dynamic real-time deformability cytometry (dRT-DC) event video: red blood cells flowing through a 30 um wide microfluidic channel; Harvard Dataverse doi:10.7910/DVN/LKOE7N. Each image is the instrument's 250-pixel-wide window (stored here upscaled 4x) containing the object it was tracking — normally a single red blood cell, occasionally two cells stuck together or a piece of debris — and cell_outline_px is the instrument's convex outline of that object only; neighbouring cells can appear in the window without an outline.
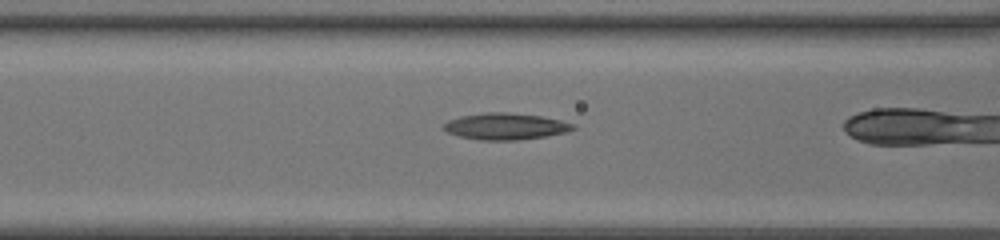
{"species": "common noctule bat (a hibernating species)", "species_latin": "Nyctalus noctula", "temperature_condition": "room temperature", "stored_images_in_passage": 34, "camera_frame_rate_fps": 3000, "um_per_image_px": 0.085, "animal": {"sex": "female", "body_mass_g": 20.0, "forearm_length_mm": 54.0}, "frame": {"image": 1, "passage_image": 16, "time_ms": 5.0, "image_size_px": [1000, 240], "cell_outline_px": [[576, 128], [568, 132], [548, 136], [516, 140], [480, 140], [460, 136], [448, 132], [440, 128], [448, 120], [460, 116], [484, 112], [508, 112], [540, 116], [560, 120], [576, 124]], "centroid_in_image_um": [42.98, 10.74], "position_along_channel_um": 123.6, "area_um2": 20.17}}
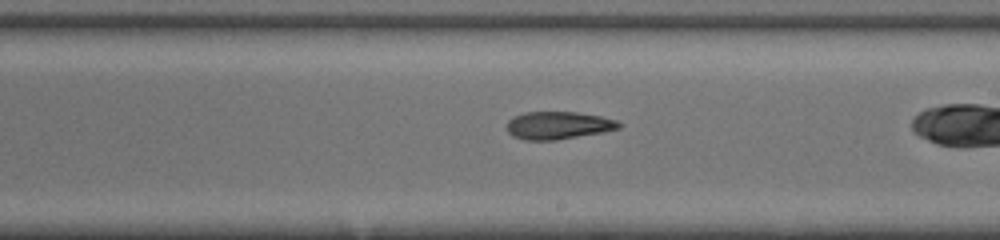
{"frame": {"image": 2, "passage_image": 24, "time_ms": 7.667, "image_size_px": [1000, 240], "cell_outline_px": [[624, 124], [620, 128], [604, 132], [556, 140], [524, 140], [512, 136], [508, 132], [508, 120], [512, 116], [524, 112], [576, 112], [600, 116], [616, 120]], "centroid_in_image_um": [47.46, 10.66], "position_along_channel_um": 241.5, "area_um2": 18.21}}
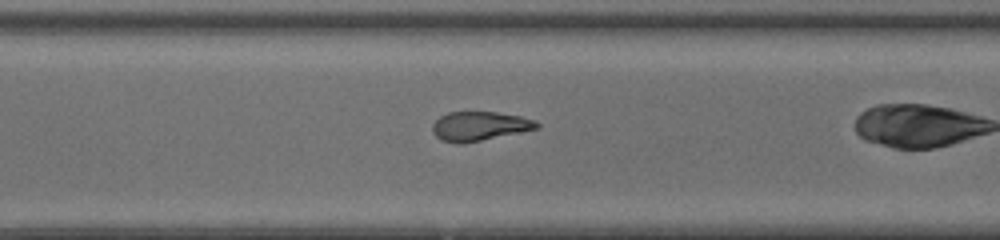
{"frame": {"image": 3, "passage_image": 30, "time_ms": 9.667, "image_size_px": [1000, 240], "cell_outline_px": [[540, 128], [464, 144], [456, 144], [440, 140], [432, 132], [432, 124], [440, 116], [448, 112], [496, 112], [520, 116], [532, 120], [540, 124]], "centroid_in_image_um": [40.72, 10.74], "position_along_channel_um": 329.9, "area_um2": 17.86}}